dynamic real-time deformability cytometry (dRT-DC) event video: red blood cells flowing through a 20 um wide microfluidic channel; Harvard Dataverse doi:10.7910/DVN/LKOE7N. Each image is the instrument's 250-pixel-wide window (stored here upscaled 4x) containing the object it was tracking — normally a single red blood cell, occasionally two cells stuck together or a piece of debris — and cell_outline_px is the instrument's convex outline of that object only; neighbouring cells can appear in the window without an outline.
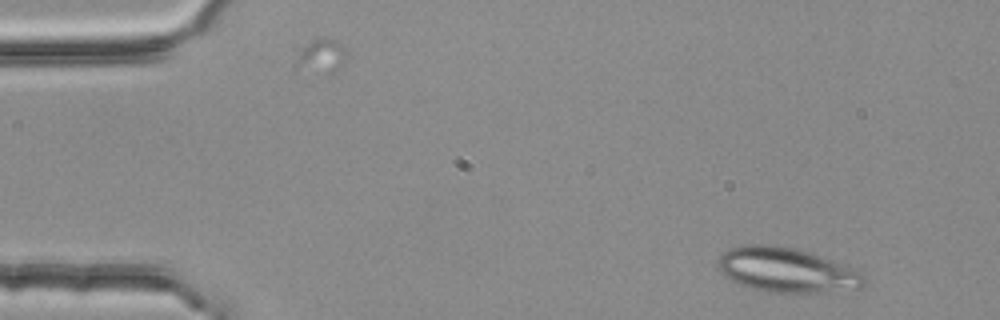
{"species": "common noctule bat (a hibernating species)", "species_latin": "Nyctalus noctula", "temperature_condition": "room temperature", "stored_images_in_passage": 4, "segment_of_instrument_passage": [1, 2], "camera_frame_rate_fps": 3000, "um_per_image_px": 0.085, "animal": {"sex": "female", "body_mass_g": 25.1}, "frame": {"image": 1, "passage_image": 1, "time_ms": 0.0, "image_size_px": [1000, 320], "cell_outline_px": [[868, 280], [860, 288], [824, 292], [772, 292], [752, 288], [740, 284], [724, 276], [716, 268], [720, 256], [728, 248], [748, 244], [768, 244], [792, 248], [808, 252], [844, 264], [860, 272]], "centroid_in_image_um": [66.84, 22.95], "position_along_channel_um": 18.2, "area_um2": 37.8}}